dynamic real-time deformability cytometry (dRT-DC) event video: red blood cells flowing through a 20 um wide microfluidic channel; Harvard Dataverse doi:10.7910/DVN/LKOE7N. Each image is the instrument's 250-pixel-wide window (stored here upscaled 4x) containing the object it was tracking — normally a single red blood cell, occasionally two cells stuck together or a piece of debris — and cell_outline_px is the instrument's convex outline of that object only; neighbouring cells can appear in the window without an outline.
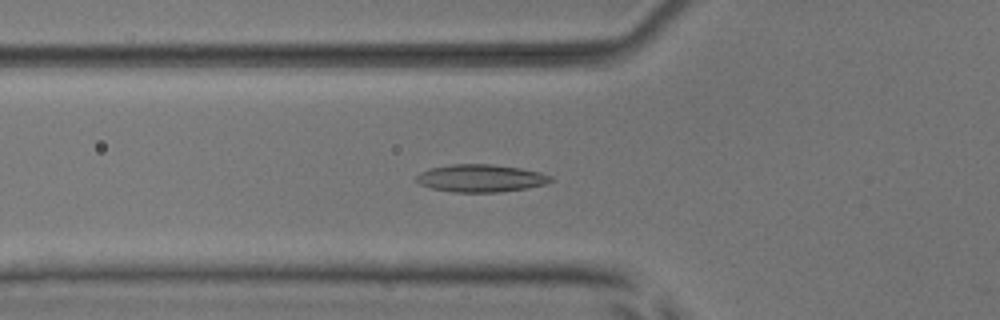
{"species": "common noctule bat (a hibernating species)", "species_latin": "Nyctalus noctula", "temperature_condition": "room temperature", "stored_images_in_passage": 35, "camera_frame_rate_fps": 3000, "um_per_image_px": 0.085, "animal": {"sex": "male", "body_mass_g": 17.9, "forearm_length_mm": 54.2}, "frame": {"image": 1, "passage_image": 13, "time_ms": 4.0, "image_size_px": [1000, 320], "cell_outline_px": [[552, 180], [548, 184], [528, 188], [496, 192], [452, 192], [432, 188], [420, 184], [416, 180], [416, 176], [420, 172], [428, 168], [452, 164], [492, 164], [520, 168], [540, 172], [552, 176]], "centroid_in_image_um": [40.87, 15.14], "position_along_channel_um": 84.9, "area_um2": 21.68}}
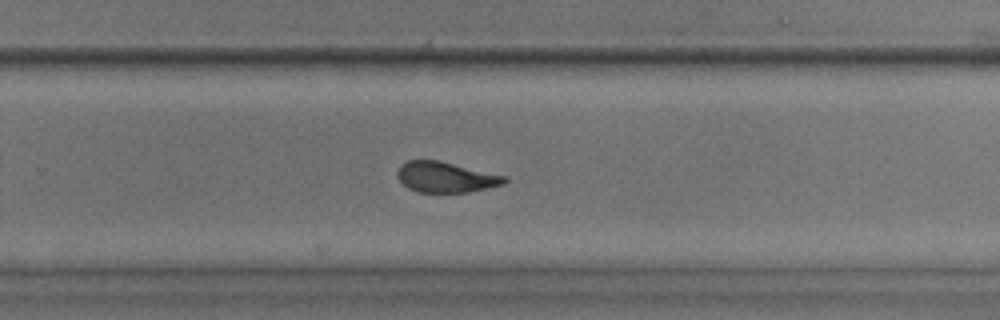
{"frame": {"image": 2, "passage_image": 29, "time_ms": 9.333, "image_size_px": [1000, 320], "cell_outline_px": [[508, 180], [504, 184], [468, 192], [420, 192], [408, 188], [396, 176], [396, 172], [400, 164], [408, 160], [436, 160], [508, 176]], "centroid_in_image_um": [37.88, 15.05], "position_along_channel_um": 291.9, "area_um2": 19.02}}
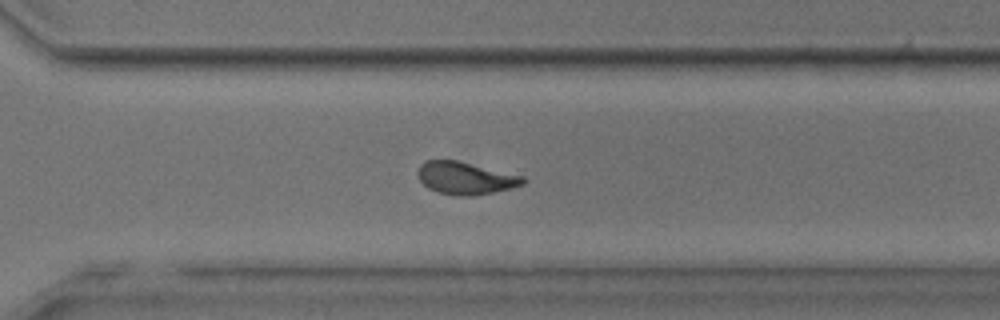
{"frame": {"image": 3, "passage_image": 32, "time_ms": 10.333, "image_size_px": [1000, 320], "cell_outline_px": [[524, 184], [492, 192], [468, 196], [456, 196], [436, 192], [428, 188], [416, 176], [416, 172], [420, 164], [428, 160], [456, 160], [524, 176]], "centroid_in_image_um": [39.5, 15.13], "position_along_channel_um": 331.1, "area_um2": 19.77}}